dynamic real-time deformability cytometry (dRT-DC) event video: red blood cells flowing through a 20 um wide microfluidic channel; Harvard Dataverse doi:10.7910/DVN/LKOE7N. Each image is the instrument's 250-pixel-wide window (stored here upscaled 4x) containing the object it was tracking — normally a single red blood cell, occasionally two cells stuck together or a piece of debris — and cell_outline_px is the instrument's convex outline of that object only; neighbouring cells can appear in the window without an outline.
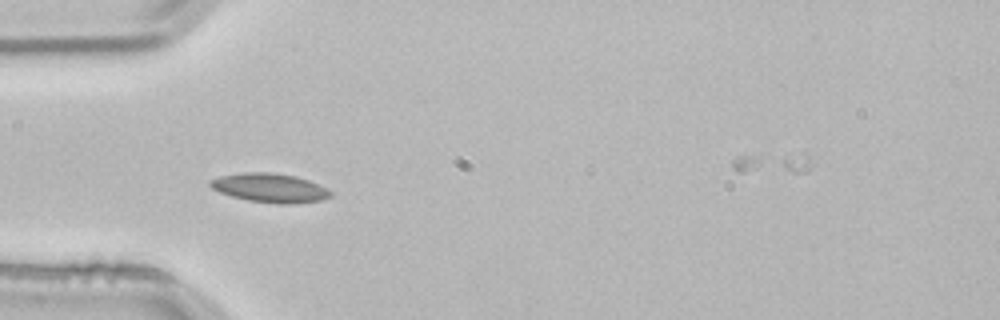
{"species": "common noctule bat (a hibernating species)", "species_latin": "Nyctalus noctula", "temperature_condition": "room temperature", "stored_images_in_passage": 3, "camera_frame_rate_fps": 3000, "um_per_image_px": 0.085, "animal": {"sex": "male", "body_mass_g": 21.5, "forearm_length_mm": 52.0}, "frame": {"image": 1, "passage_image": 3, "time_ms": 0.667, "image_size_px": [1000, 320], "cell_outline_px": [[332, 196], [320, 200], [296, 204], [280, 204], [248, 200], [232, 196], [220, 192], [212, 188], [208, 184], [208, 180], [220, 176], [244, 172], [272, 172], [296, 176], [308, 180], [332, 192]], "centroid_in_image_um": [22.91, 15.97], "position_along_channel_um": 62.1, "area_um2": 20.29}}